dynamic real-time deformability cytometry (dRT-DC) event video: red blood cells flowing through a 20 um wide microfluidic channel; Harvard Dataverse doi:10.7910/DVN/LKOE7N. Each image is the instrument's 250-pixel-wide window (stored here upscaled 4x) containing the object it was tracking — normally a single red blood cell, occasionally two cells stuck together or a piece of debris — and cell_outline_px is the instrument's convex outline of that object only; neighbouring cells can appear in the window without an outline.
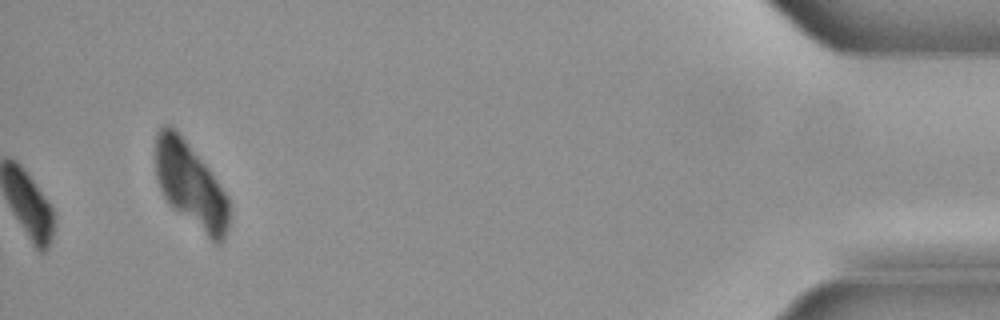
{"species": "common noctule bat (a hibernating species)", "species_latin": "Nyctalus noctula", "temperature_condition": "cold", "stored_images_in_passage": 37, "camera_frame_rate_fps": 3000, "um_per_image_px": 0.085, "animal": {"sex": "male", "body_mass_g": 21.5, "forearm_length_mm": 52.0}, "frame": {"image": 1, "passage_image": 37, "time_ms": 12.0, "image_size_px": [1000, 320], "cell_outline_px": [[228, 228], [220, 244], [216, 244], [172, 208], [168, 204], [156, 180], [156, 132], [164, 124], [168, 124], [176, 128], [208, 168], [228, 196]], "centroid_in_image_um": [16.17, 15.71], "position_along_channel_um": 419.0, "area_um2": 36.36}}